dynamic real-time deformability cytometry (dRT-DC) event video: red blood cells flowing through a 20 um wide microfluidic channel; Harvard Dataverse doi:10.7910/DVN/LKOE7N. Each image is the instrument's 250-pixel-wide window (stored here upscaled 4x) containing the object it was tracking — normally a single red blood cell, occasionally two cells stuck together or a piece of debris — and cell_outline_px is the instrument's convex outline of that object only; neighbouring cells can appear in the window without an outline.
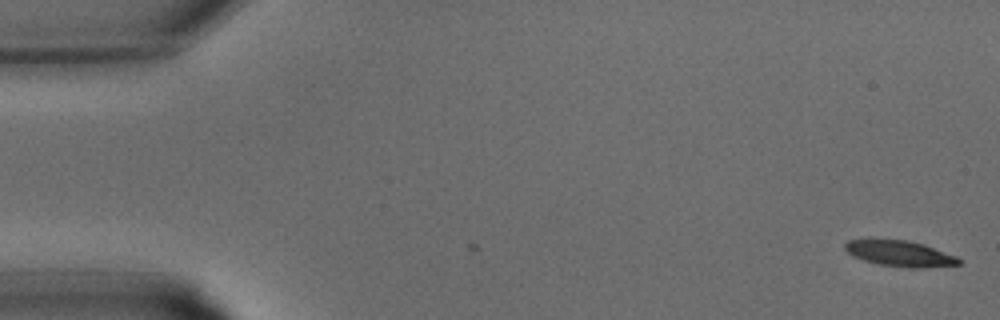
{"species": "common noctule bat (a hibernating species)", "species_latin": "Nyctalus noctula", "temperature_condition": "warm", "stored_images_in_passage": 3, "camera_frame_rate_fps": 3000, "um_per_image_px": 0.085, "animal": {"sex": "male", "body_mass_g": 15.6}, "frame": {"image": 1, "passage_image": 3, "time_ms": 0.667, "image_size_px": [1000, 320], "cell_outline_px": [[964, 260], [960, 264], [916, 268], [908, 268], [880, 264], [864, 260], [852, 256], [844, 248], [844, 244], [848, 240], [872, 236], [908, 240], [924, 244], [956, 256]], "centroid_in_image_um": [76.42, 21.49], "position_along_channel_um": 8.6, "area_um2": 17.8}}